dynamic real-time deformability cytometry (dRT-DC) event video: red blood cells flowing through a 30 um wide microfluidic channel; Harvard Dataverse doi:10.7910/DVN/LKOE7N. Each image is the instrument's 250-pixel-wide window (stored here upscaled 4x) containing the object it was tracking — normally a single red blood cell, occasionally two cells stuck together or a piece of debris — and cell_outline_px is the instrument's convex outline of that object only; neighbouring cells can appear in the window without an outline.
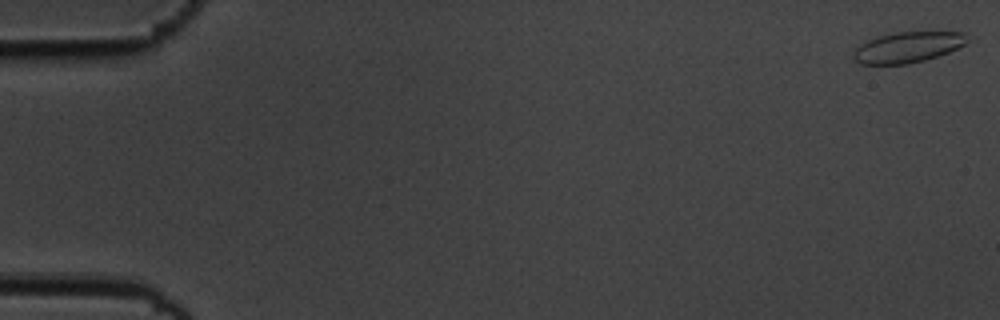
{"species": "common noctule bat (a hibernating species)", "species_latin": "Nyctalus noctula", "temperature_condition": "cold", "stored_images_in_passage": 6, "camera_frame_rate_fps": 3000, "um_per_image_px": 0.085, "animal": {"sex": "male", "body_mass_g": 19.5, "forearm_length_mm": 54.6}, "frame": {"image": 1, "passage_image": 1, "time_ms": 0.0, "image_size_px": [1000, 320], "cell_outline_px": [[968, 40], [964, 44], [948, 52], [924, 60], [908, 64], [860, 64], [852, 60], [852, 52], [860, 44], [868, 40], [880, 36], [896, 32], [964, 32]], "centroid_in_image_um": [77.09, 4.02], "position_along_channel_um": 7.9, "area_um2": 20.23}}
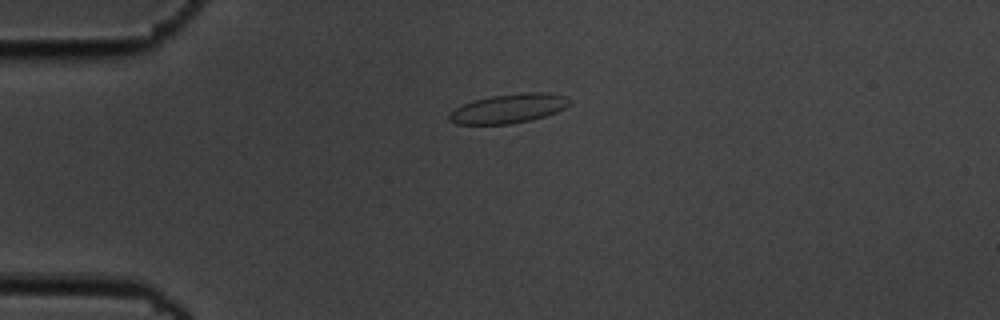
{"frame": {"image": 2, "passage_image": 4, "time_ms": 1.0, "image_size_px": [1000, 320], "cell_outline_px": [[572, 104], [556, 112], [532, 120], [512, 124], [456, 124], [448, 120], [448, 116], [456, 108], [472, 100], [492, 96], [524, 92], [548, 92], [564, 96], [572, 100]], "centroid_in_image_um": [43.27, 9.22], "position_along_channel_um": 41.7, "area_um2": 20.58}}
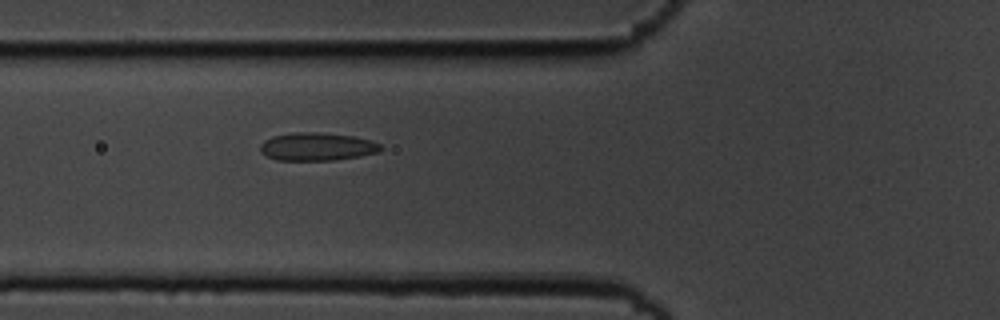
{"frame": {"image": 3, "passage_image": 6, "time_ms": 1.667, "image_size_px": [1000, 320], "cell_outline_px": [[384, 148], [380, 152], [360, 156], [332, 160], [276, 160], [260, 152], [260, 144], [264, 140], [272, 136], [292, 132], [316, 132], [356, 136], [380, 144]], "centroid_in_image_um": [26.94, 12.46], "position_along_channel_um": 98.9, "area_um2": 19.77}}